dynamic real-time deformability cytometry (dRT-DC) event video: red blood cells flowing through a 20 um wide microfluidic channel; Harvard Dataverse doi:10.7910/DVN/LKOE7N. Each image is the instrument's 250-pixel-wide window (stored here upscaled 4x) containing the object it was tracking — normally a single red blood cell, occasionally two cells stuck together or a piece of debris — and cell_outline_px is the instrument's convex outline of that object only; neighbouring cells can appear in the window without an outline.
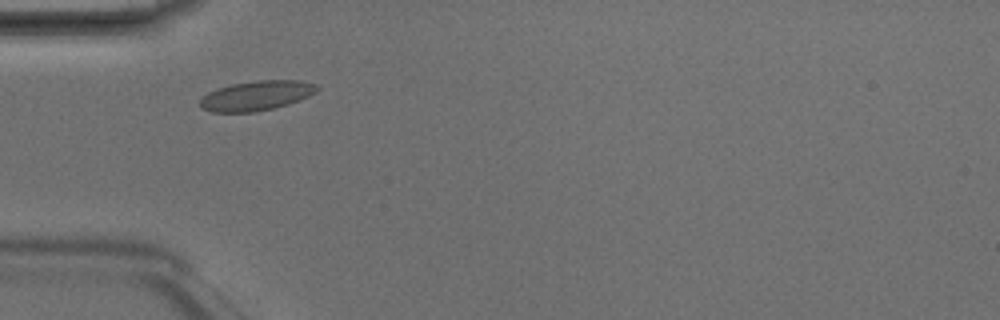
{"species": "Egyptian fruit bat (a non-hibernating species)", "species_latin": "Rousettus aegyptiacus", "temperature_condition": "room temperature", "stored_images_in_passage": 1, "camera_frame_rate_fps": 3000, "um_per_image_px": 0.085, "animal": {"sex": "male"}, "frame": {"image": 1, "passage_image": 1, "time_ms": 0.0, "image_size_px": [1000, 320], "cell_outline_px": [[320, 88], [316, 92], [300, 100], [288, 104], [272, 108], [252, 112], [212, 112], [200, 108], [200, 96], [216, 88], [232, 84], [260, 80], [300, 80], [316, 84]], "centroid_in_image_um": [21.77, 8.12], "position_along_channel_um": 63.2, "area_um2": 20.35}}